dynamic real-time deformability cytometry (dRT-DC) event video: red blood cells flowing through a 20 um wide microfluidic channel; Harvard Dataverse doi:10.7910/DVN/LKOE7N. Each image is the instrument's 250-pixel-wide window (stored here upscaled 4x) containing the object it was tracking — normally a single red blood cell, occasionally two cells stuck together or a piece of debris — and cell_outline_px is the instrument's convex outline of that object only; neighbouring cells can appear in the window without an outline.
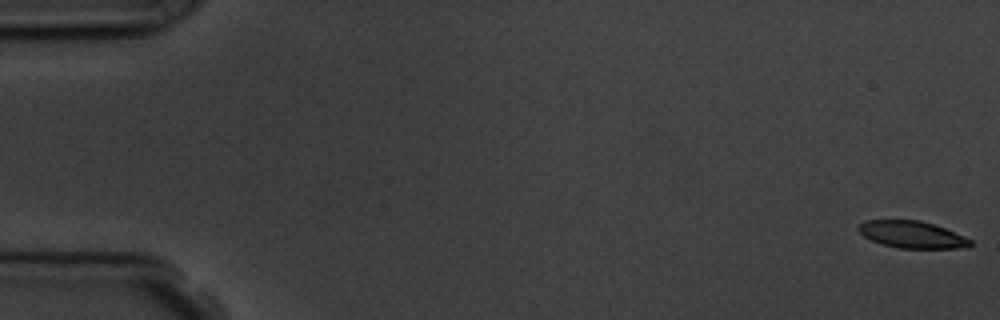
{"species": "common noctule bat (a hibernating species)", "species_latin": "Nyctalus noctula", "temperature_condition": "room temperature", "stored_images_in_passage": 12, "camera_frame_rate_fps": 3000, "um_per_image_px": 0.085, "animal": {"sex": "male", "body_mass_g": 19.5, "forearm_length_mm": 54.6}, "frame": {"image": 1, "passage_image": 1, "time_ms": 0.0, "image_size_px": [1000, 320], "cell_outline_px": [[972, 244], [968, 248], [900, 248], [880, 244], [864, 236], [856, 228], [864, 220], [920, 220], [944, 228], [972, 240]], "centroid_in_image_um": [77.51, 19.94], "position_along_channel_um": 7.5, "area_um2": 17.51}}
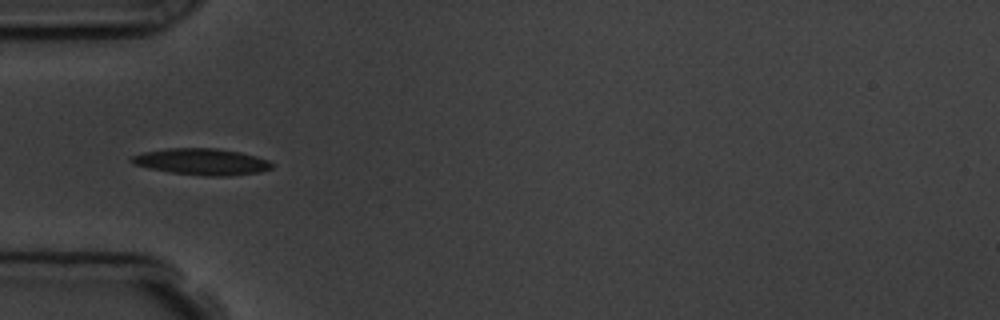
{"frame": {"image": 2, "passage_image": 6, "time_ms": 5.667, "image_size_px": [1000, 320], "cell_outline_px": [[272, 168], [260, 172], [228, 176], [208, 176], [168, 172], [148, 168], [136, 164], [128, 160], [132, 156], [144, 152], [164, 148], [216, 148], [240, 152], [256, 156], [268, 160], [272, 164]], "centroid_in_image_um": [17.14, 13.74], "position_along_channel_um": 67.9, "area_um2": 21.62}}